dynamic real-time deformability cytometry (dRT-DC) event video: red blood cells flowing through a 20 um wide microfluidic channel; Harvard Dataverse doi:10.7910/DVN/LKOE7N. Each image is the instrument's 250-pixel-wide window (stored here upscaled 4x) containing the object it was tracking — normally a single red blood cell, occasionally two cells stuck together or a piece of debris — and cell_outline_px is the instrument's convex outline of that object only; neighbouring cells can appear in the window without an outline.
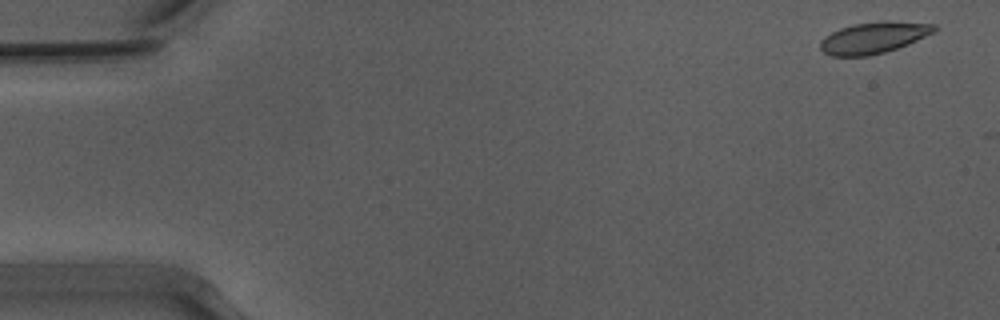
{"species": "Egyptian fruit bat (a non-hibernating species)", "species_latin": "Rousettus aegyptiacus", "temperature_condition": "warm", "stored_images_in_passage": 14, "camera_frame_rate_fps": 3000, "um_per_image_px": 0.085, "animal": {"sex": "male"}, "frame": {"image": 1, "passage_image": 2, "time_ms": 0.333, "image_size_px": [1000, 320], "cell_outline_px": [[936, 32], [908, 44], [884, 52], [868, 56], [832, 56], [824, 52], [820, 48], [820, 40], [832, 32], [840, 28], [852, 24], [884, 20], [936, 24]], "centroid_in_image_um": [74.28, 3.19], "position_along_channel_um": 10.7, "area_um2": 20.92}}
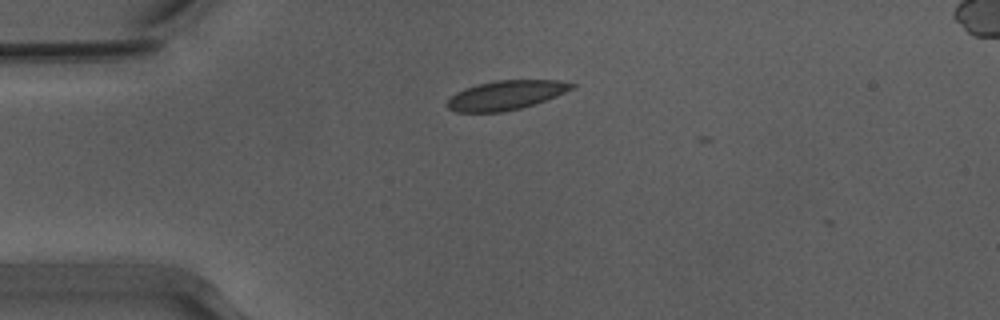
{"frame": {"image": 2, "passage_image": 13, "time_ms": 4.0, "image_size_px": [1000, 320], "cell_outline_px": [[576, 84], [572, 88], [556, 96], [520, 108], [504, 112], [456, 112], [448, 108], [448, 100], [456, 92], [464, 88], [496, 80], [556, 80]], "centroid_in_image_um": [42.97, 8.09], "position_along_channel_um": 42.0, "area_um2": 20.87}}